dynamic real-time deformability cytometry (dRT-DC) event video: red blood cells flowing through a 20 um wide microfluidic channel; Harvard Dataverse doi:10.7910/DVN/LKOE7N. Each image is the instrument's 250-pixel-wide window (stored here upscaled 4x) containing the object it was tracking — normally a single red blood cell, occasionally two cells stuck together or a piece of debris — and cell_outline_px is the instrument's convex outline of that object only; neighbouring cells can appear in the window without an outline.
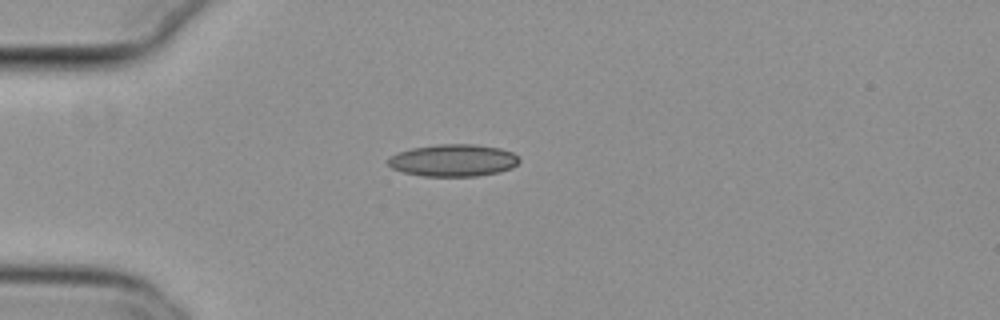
{"species": "common noctule bat (a hibernating species)", "species_latin": "Nyctalus noctula", "temperature_condition": "cold", "stored_images_in_passage": 33, "camera_frame_rate_fps": 3000, "um_per_image_px": 0.085, "animal": {"sex": "female", "body_mass_g": 29.2, "forearm_length_mm": 56.3}, "frame": {"image": 1, "passage_image": 1, "time_ms": 0.0, "image_size_px": [1000, 320], "cell_outline_px": [[520, 160], [512, 168], [500, 172], [476, 176], [424, 176], [404, 172], [392, 168], [388, 164], [388, 156], [396, 152], [412, 148], [436, 144], [476, 144], [500, 148], [512, 152], [520, 156]], "centroid_in_image_um": [38.53, 13.62], "position_along_channel_um": 46.5, "area_um2": 24.8}}
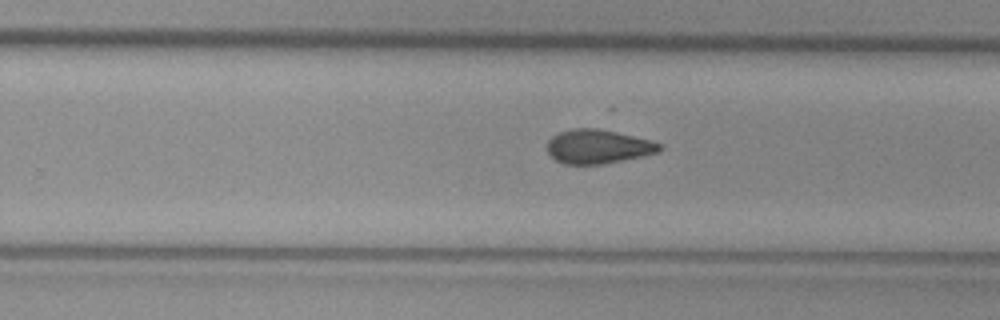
{"frame": {"image": 2, "passage_image": 21, "time_ms": 6.667, "image_size_px": [1000, 320], "cell_outline_px": [[664, 148], [660, 152], [604, 164], [564, 164], [556, 160], [548, 152], [548, 140], [552, 136], [560, 132], [572, 128], [596, 128], [616, 132], [648, 140], [660, 144]], "centroid_in_image_um": [50.82, 12.46], "position_along_channel_um": 279.0, "area_um2": 22.08}}
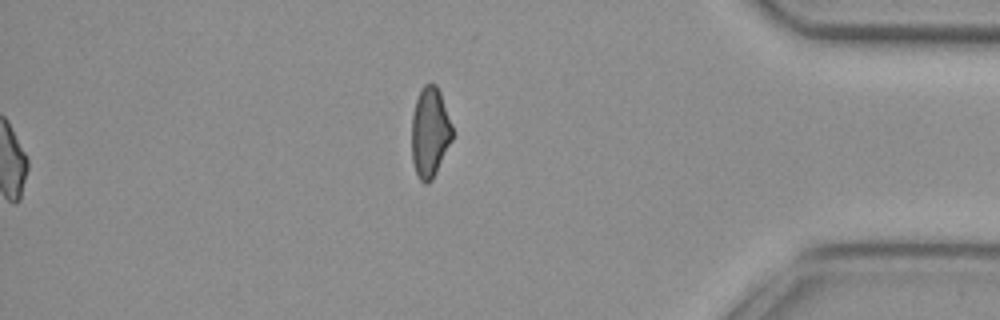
{"frame": {"image": 3, "passage_image": 33, "time_ms": 10.667, "image_size_px": [1000, 320], "cell_outline_px": [[452, 140], [432, 180], [428, 184], [424, 184], [420, 180], [416, 172], [412, 160], [412, 116], [416, 100], [420, 88], [424, 84], [436, 84], [440, 92], [452, 124]], "centroid_in_image_um": [36.54, 11.24], "position_along_channel_um": 398.7, "area_um2": 21.33}, "authors_computed_cell_mechanics": {"area_um2": 22.8888, "velocity_mm_per_s": 3.8029, "shape_relaxation_time_tau1_ms": null, "shape_relaxation_time_tau2_ms": 4.261, "deformation_change_tau1": null, "deformation_change_tau2": 0.1144}}